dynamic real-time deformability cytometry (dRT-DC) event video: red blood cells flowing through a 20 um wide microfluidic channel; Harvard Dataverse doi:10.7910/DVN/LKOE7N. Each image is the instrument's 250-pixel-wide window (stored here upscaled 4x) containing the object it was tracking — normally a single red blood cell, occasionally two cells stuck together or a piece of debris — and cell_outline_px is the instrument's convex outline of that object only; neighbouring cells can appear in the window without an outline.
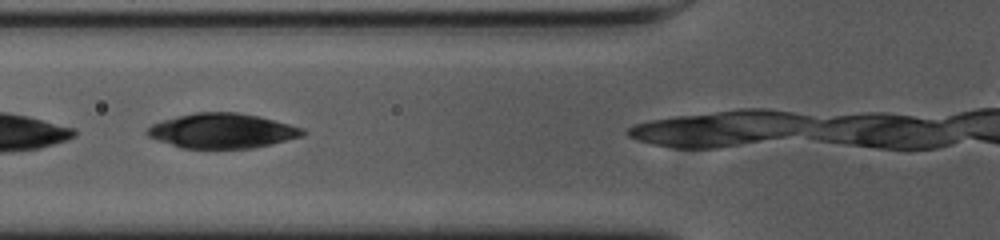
{"species": "common noctule bat (a hibernating species)", "species_latin": "Nyctalus noctula", "temperature_condition": "cold", "stored_images_in_passage": 8, "camera_frame_rate_fps": 3000, "um_per_image_px": 0.085, "animal": {"sex": "female", "body_mass_g": 23.0, "forearm_length_mm": 53.4}, "frame": {"image": 1, "passage_image": 5, "time_ms": 1.333, "image_size_px": [1000, 240], "cell_outline_px": [[308, 132], [304, 136], [272, 144], [252, 148], [184, 148], [148, 136], [144, 132], [152, 124], [164, 120], [196, 112], [236, 112], [260, 116], [304, 128]], "centroid_in_image_um": [18.96, 11.11], "position_along_channel_um": 106.8, "area_um2": 31.39}}